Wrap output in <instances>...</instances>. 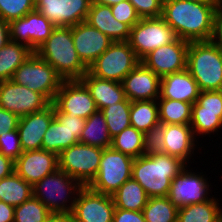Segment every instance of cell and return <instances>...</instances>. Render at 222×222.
<instances>
[{
	"label": "cell",
	"mask_w": 222,
	"mask_h": 222,
	"mask_svg": "<svg viewBox=\"0 0 222 222\" xmlns=\"http://www.w3.org/2000/svg\"><path fill=\"white\" fill-rule=\"evenodd\" d=\"M83 187L79 181L58 169L33 185L32 190L33 196L51 213H72L77 196Z\"/></svg>",
	"instance_id": "obj_5"
},
{
	"label": "cell",
	"mask_w": 222,
	"mask_h": 222,
	"mask_svg": "<svg viewBox=\"0 0 222 222\" xmlns=\"http://www.w3.org/2000/svg\"><path fill=\"white\" fill-rule=\"evenodd\" d=\"M89 89L98 110L126 99L122 83L101 79L87 71L80 79Z\"/></svg>",
	"instance_id": "obj_26"
},
{
	"label": "cell",
	"mask_w": 222,
	"mask_h": 222,
	"mask_svg": "<svg viewBox=\"0 0 222 222\" xmlns=\"http://www.w3.org/2000/svg\"><path fill=\"white\" fill-rule=\"evenodd\" d=\"M35 53L50 64L63 80H80L88 71L76 52L71 26L55 27Z\"/></svg>",
	"instance_id": "obj_3"
},
{
	"label": "cell",
	"mask_w": 222,
	"mask_h": 222,
	"mask_svg": "<svg viewBox=\"0 0 222 222\" xmlns=\"http://www.w3.org/2000/svg\"><path fill=\"white\" fill-rule=\"evenodd\" d=\"M163 124L152 127L144 133V156L161 154L164 148Z\"/></svg>",
	"instance_id": "obj_41"
},
{
	"label": "cell",
	"mask_w": 222,
	"mask_h": 222,
	"mask_svg": "<svg viewBox=\"0 0 222 222\" xmlns=\"http://www.w3.org/2000/svg\"><path fill=\"white\" fill-rule=\"evenodd\" d=\"M178 209L168 197H149L142 212L146 222H177Z\"/></svg>",
	"instance_id": "obj_34"
},
{
	"label": "cell",
	"mask_w": 222,
	"mask_h": 222,
	"mask_svg": "<svg viewBox=\"0 0 222 222\" xmlns=\"http://www.w3.org/2000/svg\"><path fill=\"white\" fill-rule=\"evenodd\" d=\"M194 136L197 135H210V133L217 132L222 128V120L217 114L209 113H191V122Z\"/></svg>",
	"instance_id": "obj_40"
},
{
	"label": "cell",
	"mask_w": 222,
	"mask_h": 222,
	"mask_svg": "<svg viewBox=\"0 0 222 222\" xmlns=\"http://www.w3.org/2000/svg\"><path fill=\"white\" fill-rule=\"evenodd\" d=\"M45 222H75L72 213H51Z\"/></svg>",
	"instance_id": "obj_51"
},
{
	"label": "cell",
	"mask_w": 222,
	"mask_h": 222,
	"mask_svg": "<svg viewBox=\"0 0 222 222\" xmlns=\"http://www.w3.org/2000/svg\"><path fill=\"white\" fill-rule=\"evenodd\" d=\"M84 126L85 119L54 112V118L42 140V149L59 155L64 149L79 142Z\"/></svg>",
	"instance_id": "obj_13"
},
{
	"label": "cell",
	"mask_w": 222,
	"mask_h": 222,
	"mask_svg": "<svg viewBox=\"0 0 222 222\" xmlns=\"http://www.w3.org/2000/svg\"><path fill=\"white\" fill-rule=\"evenodd\" d=\"M130 109L131 101L127 98L124 101L101 109L106 120L109 135L112 138L125 128L131 126Z\"/></svg>",
	"instance_id": "obj_36"
},
{
	"label": "cell",
	"mask_w": 222,
	"mask_h": 222,
	"mask_svg": "<svg viewBox=\"0 0 222 222\" xmlns=\"http://www.w3.org/2000/svg\"><path fill=\"white\" fill-rule=\"evenodd\" d=\"M185 167L182 160L167 154L141 155L134 159L132 178L143 187L149 197H167L172 179Z\"/></svg>",
	"instance_id": "obj_2"
},
{
	"label": "cell",
	"mask_w": 222,
	"mask_h": 222,
	"mask_svg": "<svg viewBox=\"0 0 222 222\" xmlns=\"http://www.w3.org/2000/svg\"><path fill=\"white\" fill-rule=\"evenodd\" d=\"M215 197L178 209L177 222H217L222 217V208Z\"/></svg>",
	"instance_id": "obj_29"
},
{
	"label": "cell",
	"mask_w": 222,
	"mask_h": 222,
	"mask_svg": "<svg viewBox=\"0 0 222 222\" xmlns=\"http://www.w3.org/2000/svg\"><path fill=\"white\" fill-rule=\"evenodd\" d=\"M190 2H218V0H184Z\"/></svg>",
	"instance_id": "obj_53"
},
{
	"label": "cell",
	"mask_w": 222,
	"mask_h": 222,
	"mask_svg": "<svg viewBox=\"0 0 222 222\" xmlns=\"http://www.w3.org/2000/svg\"><path fill=\"white\" fill-rule=\"evenodd\" d=\"M20 117L0 107V136L17 129Z\"/></svg>",
	"instance_id": "obj_46"
},
{
	"label": "cell",
	"mask_w": 222,
	"mask_h": 222,
	"mask_svg": "<svg viewBox=\"0 0 222 222\" xmlns=\"http://www.w3.org/2000/svg\"><path fill=\"white\" fill-rule=\"evenodd\" d=\"M52 104L54 112L85 120L98 110L89 89L81 80H63Z\"/></svg>",
	"instance_id": "obj_11"
},
{
	"label": "cell",
	"mask_w": 222,
	"mask_h": 222,
	"mask_svg": "<svg viewBox=\"0 0 222 222\" xmlns=\"http://www.w3.org/2000/svg\"><path fill=\"white\" fill-rule=\"evenodd\" d=\"M33 195L32 186L15 171L0 180V201L13 207L27 201Z\"/></svg>",
	"instance_id": "obj_30"
},
{
	"label": "cell",
	"mask_w": 222,
	"mask_h": 222,
	"mask_svg": "<svg viewBox=\"0 0 222 222\" xmlns=\"http://www.w3.org/2000/svg\"><path fill=\"white\" fill-rule=\"evenodd\" d=\"M14 164L15 161L0 153V180L14 172Z\"/></svg>",
	"instance_id": "obj_48"
},
{
	"label": "cell",
	"mask_w": 222,
	"mask_h": 222,
	"mask_svg": "<svg viewBox=\"0 0 222 222\" xmlns=\"http://www.w3.org/2000/svg\"><path fill=\"white\" fill-rule=\"evenodd\" d=\"M141 18L162 17L163 0H128Z\"/></svg>",
	"instance_id": "obj_44"
},
{
	"label": "cell",
	"mask_w": 222,
	"mask_h": 222,
	"mask_svg": "<svg viewBox=\"0 0 222 222\" xmlns=\"http://www.w3.org/2000/svg\"><path fill=\"white\" fill-rule=\"evenodd\" d=\"M188 41L177 38L175 41L150 51L140 61L158 77L186 69Z\"/></svg>",
	"instance_id": "obj_16"
},
{
	"label": "cell",
	"mask_w": 222,
	"mask_h": 222,
	"mask_svg": "<svg viewBox=\"0 0 222 222\" xmlns=\"http://www.w3.org/2000/svg\"><path fill=\"white\" fill-rule=\"evenodd\" d=\"M209 41L222 49V5L219 3L216 5L212 35Z\"/></svg>",
	"instance_id": "obj_45"
},
{
	"label": "cell",
	"mask_w": 222,
	"mask_h": 222,
	"mask_svg": "<svg viewBox=\"0 0 222 222\" xmlns=\"http://www.w3.org/2000/svg\"><path fill=\"white\" fill-rule=\"evenodd\" d=\"M71 30L76 52L87 67L113 43L108 36L87 22L71 26Z\"/></svg>",
	"instance_id": "obj_20"
},
{
	"label": "cell",
	"mask_w": 222,
	"mask_h": 222,
	"mask_svg": "<svg viewBox=\"0 0 222 222\" xmlns=\"http://www.w3.org/2000/svg\"><path fill=\"white\" fill-rule=\"evenodd\" d=\"M58 169V155L44 149L24 151L14 164V171L31 186Z\"/></svg>",
	"instance_id": "obj_19"
},
{
	"label": "cell",
	"mask_w": 222,
	"mask_h": 222,
	"mask_svg": "<svg viewBox=\"0 0 222 222\" xmlns=\"http://www.w3.org/2000/svg\"><path fill=\"white\" fill-rule=\"evenodd\" d=\"M164 148L163 154L177 157L185 164L197 147L195 136L190 124H163Z\"/></svg>",
	"instance_id": "obj_23"
},
{
	"label": "cell",
	"mask_w": 222,
	"mask_h": 222,
	"mask_svg": "<svg viewBox=\"0 0 222 222\" xmlns=\"http://www.w3.org/2000/svg\"><path fill=\"white\" fill-rule=\"evenodd\" d=\"M218 3H219L220 5H222V0H218Z\"/></svg>",
	"instance_id": "obj_54"
},
{
	"label": "cell",
	"mask_w": 222,
	"mask_h": 222,
	"mask_svg": "<svg viewBox=\"0 0 222 222\" xmlns=\"http://www.w3.org/2000/svg\"><path fill=\"white\" fill-rule=\"evenodd\" d=\"M191 113L217 114L222 120V90L201 91Z\"/></svg>",
	"instance_id": "obj_38"
},
{
	"label": "cell",
	"mask_w": 222,
	"mask_h": 222,
	"mask_svg": "<svg viewBox=\"0 0 222 222\" xmlns=\"http://www.w3.org/2000/svg\"><path fill=\"white\" fill-rule=\"evenodd\" d=\"M53 118L52 103L41 111L20 117L17 130L23 152L42 149L44 134Z\"/></svg>",
	"instance_id": "obj_22"
},
{
	"label": "cell",
	"mask_w": 222,
	"mask_h": 222,
	"mask_svg": "<svg viewBox=\"0 0 222 222\" xmlns=\"http://www.w3.org/2000/svg\"><path fill=\"white\" fill-rule=\"evenodd\" d=\"M131 126L145 133L160 124L157 100L132 101L130 109Z\"/></svg>",
	"instance_id": "obj_32"
},
{
	"label": "cell",
	"mask_w": 222,
	"mask_h": 222,
	"mask_svg": "<svg viewBox=\"0 0 222 222\" xmlns=\"http://www.w3.org/2000/svg\"><path fill=\"white\" fill-rule=\"evenodd\" d=\"M110 8L114 18L127 24L130 28L140 20L134 6L128 0L112 5Z\"/></svg>",
	"instance_id": "obj_43"
},
{
	"label": "cell",
	"mask_w": 222,
	"mask_h": 222,
	"mask_svg": "<svg viewBox=\"0 0 222 222\" xmlns=\"http://www.w3.org/2000/svg\"><path fill=\"white\" fill-rule=\"evenodd\" d=\"M133 162L134 158L111 147L103 149L99 170L89 187L102 194H114L123 183L132 178Z\"/></svg>",
	"instance_id": "obj_9"
},
{
	"label": "cell",
	"mask_w": 222,
	"mask_h": 222,
	"mask_svg": "<svg viewBox=\"0 0 222 222\" xmlns=\"http://www.w3.org/2000/svg\"><path fill=\"white\" fill-rule=\"evenodd\" d=\"M36 10L55 27H70L85 22L92 0H34Z\"/></svg>",
	"instance_id": "obj_17"
},
{
	"label": "cell",
	"mask_w": 222,
	"mask_h": 222,
	"mask_svg": "<svg viewBox=\"0 0 222 222\" xmlns=\"http://www.w3.org/2000/svg\"><path fill=\"white\" fill-rule=\"evenodd\" d=\"M51 102L41 93L12 80L0 82V107L19 117L41 111Z\"/></svg>",
	"instance_id": "obj_12"
},
{
	"label": "cell",
	"mask_w": 222,
	"mask_h": 222,
	"mask_svg": "<svg viewBox=\"0 0 222 222\" xmlns=\"http://www.w3.org/2000/svg\"><path fill=\"white\" fill-rule=\"evenodd\" d=\"M124 0H92V3H96L99 5H107V6H112L115 5L119 2H122Z\"/></svg>",
	"instance_id": "obj_52"
},
{
	"label": "cell",
	"mask_w": 222,
	"mask_h": 222,
	"mask_svg": "<svg viewBox=\"0 0 222 222\" xmlns=\"http://www.w3.org/2000/svg\"><path fill=\"white\" fill-rule=\"evenodd\" d=\"M186 69L201 91L222 90V49L210 41L189 43Z\"/></svg>",
	"instance_id": "obj_4"
},
{
	"label": "cell",
	"mask_w": 222,
	"mask_h": 222,
	"mask_svg": "<svg viewBox=\"0 0 222 222\" xmlns=\"http://www.w3.org/2000/svg\"><path fill=\"white\" fill-rule=\"evenodd\" d=\"M116 208L142 211L149 200L143 187L133 178L128 179L111 195Z\"/></svg>",
	"instance_id": "obj_28"
},
{
	"label": "cell",
	"mask_w": 222,
	"mask_h": 222,
	"mask_svg": "<svg viewBox=\"0 0 222 222\" xmlns=\"http://www.w3.org/2000/svg\"><path fill=\"white\" fill-rule=\"evenodd\" d=\"M102 152V148L78 142L58 155L59 169L89 186L99 170Z\"/></svg>",
	"instance_id": "obj_8"
},
{
	"label": "cell",
	"mask_w": 222,
	"mask_h": 222,
	"mask_svg": "<svg viewBox=\"0 0 222 222\" xmlns=\"http://www.w3.org/2000/svg\"><path fill=\"white\" fill-rule=\"evenodd\" d=\"M79 143L102 149L111 147L112 137L109 135L106 120L101 110H97L85 120Z\"/></svg>",
	"instance_id": "obj_27"
},
{
	"label": "cell",
	"mask_w": 222,
	"mask_h": 222,
	"mask_svg": "<svg viewBox=\"0 0 222 222\" xmlns=\"http://www.w3.org/2000/svg\"><path fill=\"white\" fill-rule=\"evenodd\" d=\"M160 124H190L192 103L158 98Z\"/></svg>",
	"instance_id": "obj_33"
},
{
	"label": "cell",
	"mask_w": 222,
	"mask_h": 222,
	"mask_svg": "<svg viewBox=\"0 0 222 222\" xmlns=\"http://www.w3.org/2000/svg\"><path fill=\"white\" fill-rule=\"evenodd\" d=\"M186 167L172 179L168 198L178 207L210 200L208 178ZM191 171V172H190Z\"/></svg>",
	"instance_id": "obj_15"
},
{
	"label": "cell",
	"mask_w": 222,
	"mask_h": 222,
	"mask_svg": "<svg viewBox=\"0 0 222 222\" xmlns=\"http://www.w3.org/2000/svg\"><path fill=\"white\" fill-rule=\"evenodd\" d=\"M201 90L187 69L161 78L159 98L194 104Z\"/></svg>",
	"instance_id": "obj_24"
},
{
	"label": "cell",
	"mask_w": 222,
	"mask_h": 222,
	"mask_svg": "<svg viewBox=\"0 0 222 222\" xmlns=\"http://www.w3.org/2000/svg\"><path fill=\"white\" fill-rule=\"evenodd\" d=\"M177 39L170 25L162 17L141 18L132 28L128 40L136 56L141 60L150 51Z\"/></svg>",
	"instance_id": "obj_10"
},
{
	"label": "cell",
	"mask_w": 222,
	"mask_h": 222,
	"mask_svg": "<svg viewBox=\"0 0 222 222\" xmlns=\"http://www.w3.org/2000/svg\"><path fill=\"white\" fill-rule=\"evenodd\" d=\"M113 222H146L142 211L115 208Z\"/></svg>",
	"instance_id": "obj_47"
},
{
	"label": "cell",
	"mask_w": 222,
	"mask_h": 222,
	"mask_svg": "<svg viewBox=\"0 0 222 222\" xmlns=\"http://www.w3.org/2000/svg\"><path fill=\"white\" fill-rule=\"evenodd\" d=\"M10 41L26 45L33 52L51 35L55 26L38 10L9 23Z\"/></svg>",
	"instance_id": "obj_14"
},
{
	"label": "cell",
	"mask_w": 222,
	"mask_h": 222,
	"mask_svg": "<svg viewBox=\"0 0 222 222\" xmlns=\"http://www.w3.org/2000/svg\"><path fill=\"white\" fill-rule=\"evenodd\" d=\"M11 80L43 94L51 103L63 81L55 69L35 52L16 69Z\"/></svg>",
	"instance_id": "obj_6"
},
{
	"label": "cell",
	"mask_w": 222,
	"mask_h": 222,
	"mask_svg": "<svg viewBox=\"0 0 222 222\" xmlns=\"http://www.w3.org/2000/svg\"><path fill=\"white\" fill-rule=\"evenodd\" d=\"M33 53L26 45L9 41L0 49V82L11 80L16 69Z\"/></svg>",
	"instance_id": "obj_31"
},
{
	"label": "cell",
	"mask_w": 222,
	"mask_h": 222,
	"mask_svg": "<svg viewBox=\"0 0 222 222\" xmlns=\"http://www.w3.org/2000/svg\"><path fill=\"white\" fill-rule=\"evenodd\" d=\"M35 9L34 0H0V17L8 23Z\"/></svg>",
	"instance_id": "obj_39"
},
{
	"label": "cell",
	"mask_w": 222,
	"mask_h": 222,
	"mask_svg": "<svg viewBox=\"0 0 222 222\" xmlns=\"http://www.w3.org/2000/svg\"><path fill=\"white\" fill-rule=\"evenodd\" d=\"M0 153L15 161L22 153L18 130L4 132L0 136Z\"/></svg>",
	"instance_id": "obj_42"
},
{
	"label": "cell",
	"mask_w": 222,
	"mask_h": 222,
	"mask_svg": "<svg viewBox=\"0 0 222 222\" xmlns=\"http://www.w3.org/2000/svg\"><path fill=\"white\" fill-rule=\"evenodd\" d=\"M160 83L161 78L141 61L122 81L125 96L131 102L157 100L160 95Z\"/></svg>",
	"instance_id": "obj_21"
},
{
	"label": "cell",
	"mask_w": 222,
	"mask_h": 222,
	"mask_svg": "<svg viewBox=\"0 0 222 222\" xmlns=\"http://www.w3.org/2000/svg\"><path fill=\"white\" fill-rule=\"evenodd\" d=\"M10 41L9 23L0 17V49Z\"/></svg>",
	"instance_id": "obj_50"
},
{
	"label": "cell",
	"mask_w": 222,
	"mask_h": 222,
	"mask_svg": "<svg viewBox=\"0 0 222 222\" xmlns=\"http://www.w3.org/2000/svg\"><path fill=\"white\" fill-rule=\"evenodd\" d=\"M115 208L111 195L84 186L77 196L72 214L75 222H113Z\"/></svg>",
	"instance_id": "obj_18"
},
{
	"label": "cell",
	"mask_w": 222,
	"mask_h": 222,
	"mask_svg": "<svg viewBox=\"0 0 222 222\" xmlns=\"http://www.w3.org/2000/svg\"><path fill=\"white\" fill-rule=\"evenodd\" d=\"M111 148L136 159L143 155L144 133L129 126L112 138Z\"/></svg>",
	"instance_id": "obj_35"
},
{
	"label": "cell",
	"mask_w": 222,
	"mask_h": 222,
	"mask_svg": "<svg viewBox=\"0 0 222 222\" xmlns=\"http://www.w3.org/2000/svg\"><path fill=\"white\" fill-rule=\"evenodd\" d=\"M15 207L0 201V222H14Z\"/></svg>",
	"instance_id": "obj_49"
},
{
	"label": "cell",
	"mask_w": 222,
	"mask_h": 222,
	"mask_svg": "<svg viewBox=\"0 0 222 222\" xmlns=\"http://www.w3.org/2000/svg\"><path fill=\"white\" fill-rule=\"evenodd\" d=\"M85 22L113 42H125L130 38L131 28L114 18L110 6L92 3Z\"/></svg>",
	"instance_id": "obj_25"
},
{
	"label": "cell",
	"mask_w": 222,
	"mask_h": 222,
	"mask_svg": "<svg viewBox=\"0 0 222 222\" xmlns=\"http://www.w3.org/2000/svg\"><path fill=\"white\" fill-rule=\"evenodd\" d=\"M218 2L163 0L162 18L177 38L188 42L209 41Z\"/></svg>",
	"instance_id": "obj_1"
},
{
	"label": "cell",
	"mask_w": 222,
	"mask_h": 222,
	"mask_svg": "<svg viewBox=\"0 0 222 222\" xmlns=\"http://www.w3.org/2000/svg\"><path fill=\"white\" fill-rule=\"evenodd\" d=\"M51 214L48 208L33 195L15 207L14 222H45Z\"/></svg>",
	"instance_id": "obj_37"
},
{
	"label": "cell",
	"mask_w": 222,
	"mask_h": 222,
	"mask_svg": "<svg viewBox=\"0 0 222 222\" xmlns=\"http://www.w3.org/2000/svg\"><path fill=\"white\" fill-rule=\"evenodd\" d=\"M140 62L128 41L113 42L89 67L88 71L101 79L122 83L126 75Z\"/></svg>",
	"instance_id": "obj_7"
}]
</instances>
